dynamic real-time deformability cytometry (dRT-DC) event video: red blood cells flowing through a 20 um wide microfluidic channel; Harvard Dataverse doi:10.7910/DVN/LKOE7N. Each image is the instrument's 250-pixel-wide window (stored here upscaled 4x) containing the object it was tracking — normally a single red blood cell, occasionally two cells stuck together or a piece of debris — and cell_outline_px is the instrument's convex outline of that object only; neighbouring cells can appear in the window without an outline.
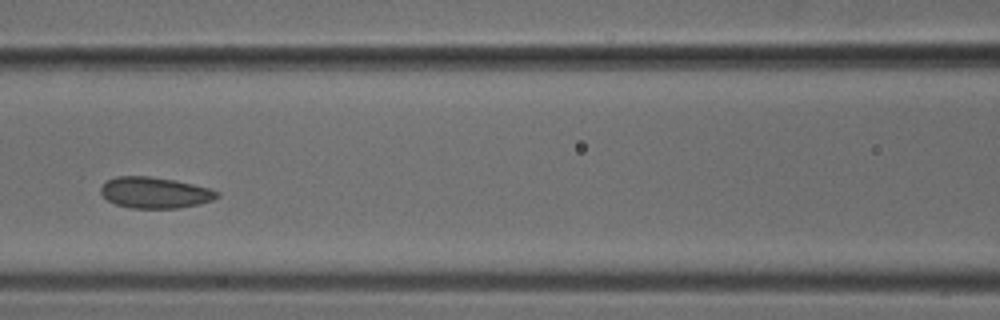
{"species": "common noctule bat (a hibernating species)", "species_latin": "Nyctalus noctula", "temperature_condition": "cold", "stored_images_in_passage": 7, "camera_frame_rate_fps": 3000, "um_per_image_px": 0.085, "animal": {"sex": "male", "body_mass_g": 18.8}, "frame": {"image": 1, "passage_image": 6, "time_ms": 1.667, "image_size_px": [1000, 320], "cell_outline_px": [[220, 196], [212, 200], [200, 204], [180, 208], [132, 208], [116, 204], [108, 200], [100, 192], [100, 188], [108, 180], [116, 176], [148, 176], [176, 180], [208, 188], [220, 192]], "centroid_in_image_um": [13.19, 16.37], "position_along_channel_um": 153.4, "area_um2": 21.04}}
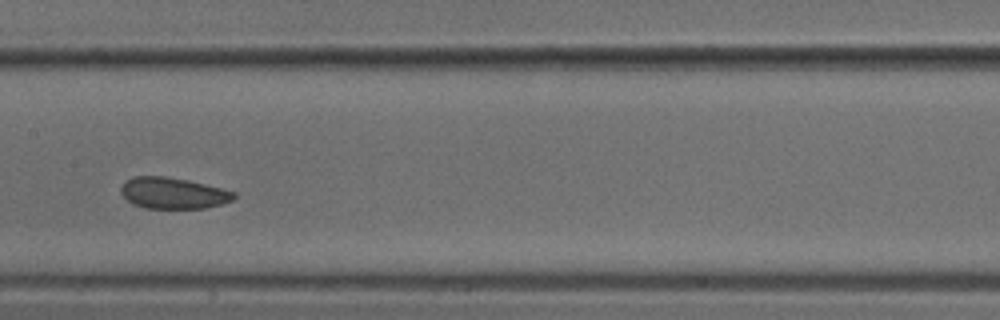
{"frame": {"image": 2, "passage_image": 7, "time_ms": 2.0, "image_size_px": [1000, 320], "cell_outline_px": [[236, 196], [232, 200], [220, 204], [204, 208], [144, 208], [132, 204], [120, 192], [120, 188], [124, 180], [132, 176], [164, 176], [188, 180], [236, 192]], "centroid_in_image_um": [14.66, 16.41], "position_along_channel_um": 192.7, "area_um2": 20.58}}